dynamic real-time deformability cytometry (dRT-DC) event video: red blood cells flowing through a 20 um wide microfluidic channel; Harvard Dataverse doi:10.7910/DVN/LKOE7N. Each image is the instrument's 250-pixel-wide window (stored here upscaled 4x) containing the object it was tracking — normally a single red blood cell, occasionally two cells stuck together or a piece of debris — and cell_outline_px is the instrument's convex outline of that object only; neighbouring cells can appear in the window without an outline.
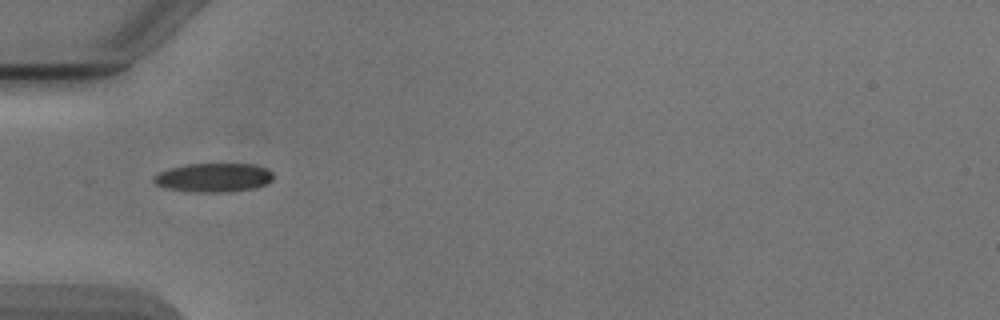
{"species": "Egyptian fruit bat (a non-hibernating species)", "species_latin": "Rousettus aegyptiacus", "temperature_condition": "cold", "stored_images_in_passage": 31, "camera_frame_rate_fps": 3000, "um_per_image_px": 0.085, "animal": {"sex": "male"}, "frame": {"image": 1, "passage_image": 1, "time_ms": 0.0, "image_size_px": [1000, 320], "cell_outline_px": [[272, 180], [268, 184], [256, 188], [228, 192], [196, 192], [168, 188], [156, 184], [152, 180], [152, 176], [168, 168], [188, 164], [252, 164], [268, 168], [272, 172]], "centroid_in_image_um": [18.18, 15.09], "position_along_channel_um": 66.8, "area_um2": 20.23}}
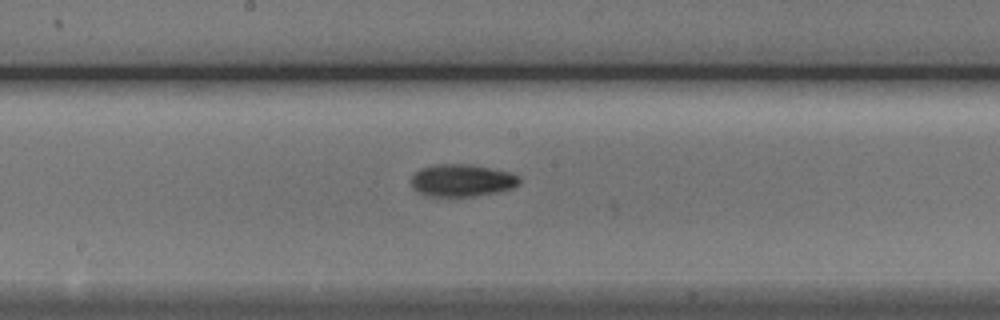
{"frame": {"image": 2, "passage_image": 12, "time_ms": 3.667, "image_size_px": [1000, 320], "cell_outline_px": [[520, 184], [512, 188], [500, 192], [476, 196], [424, 196], [416, 192], [412, 188], [412, 176], [420, 168], [432, 164], [468, 164], [508, 172], [520, 176]], "centroid_in_image_um": [39.24, 15.34], "position_along_channel_um": 209.0, "area_um2": 20.58}}
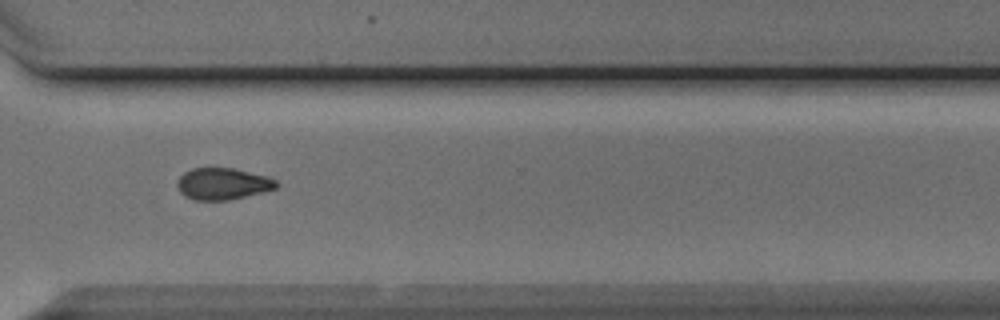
{"frame": {"image": 3, "passage_image": 23, "time_ms": 7.333, "image_size_px": [1000, 320], "cell_outline_px": [[280, 184], [276, 188], [228, 200], [192, 200], [184, 196], [180, 192], [176, 184], [180, 176], [184, 172], [192, 168], [232, 168], [268, 176], [276, 180]], "centroid_in_image_um": [18.91, 15.62], "position_along_channel_um": 351.7, "area_um2": 18.26}, "authors_computed_cell_mechanics": {"area_um2": 19.0162, "velocity_mm_per_s": 3.893, "shape_relaxation_time_tau1_ms": null, "shape_relaxation_time_tau2_ms": 10.9766, "deformation_change_tau1": null, "deformation_change_tau2": 0.171}}